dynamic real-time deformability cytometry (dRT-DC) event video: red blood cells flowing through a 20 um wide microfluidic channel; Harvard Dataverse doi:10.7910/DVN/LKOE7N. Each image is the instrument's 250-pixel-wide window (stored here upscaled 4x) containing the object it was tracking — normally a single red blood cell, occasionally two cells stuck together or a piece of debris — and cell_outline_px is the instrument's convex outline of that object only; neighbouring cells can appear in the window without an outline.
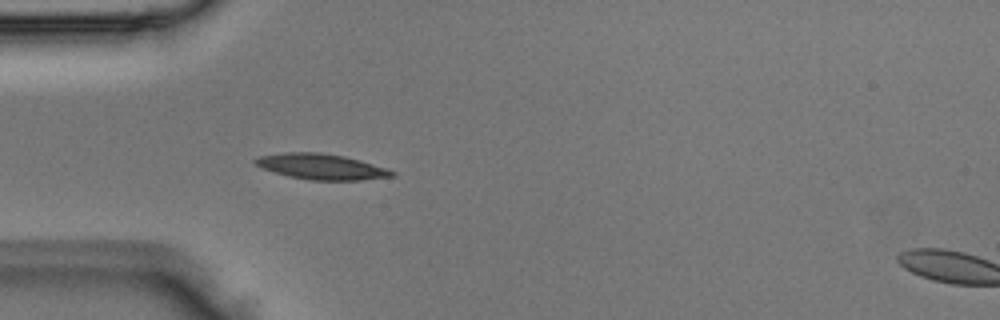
{"species": "Egyptian fruit bat (a non-hibernating species)", "species_latin": "Rousettus aegyptiacus", "temperature_condition": "room temperature", "stored_images_in_passage": 3, "segment_of_instrument_passage": [1, 2], "camera_frame_rate_fps": 3000, "um_per_image_px": 0.085, "animal": {"sex": "male"}, "frame": {"image": 1, "passage_image": 2, "time_ms": 0.333, "image_size_px": [1000, 320], "cell_outline_px": [[396, 176], [360, 180], [312, 180], [288, 176], [264, 168], [256, 164], [252, 160], [260, 156], [284, 152], [320, 152], [344, 156], [360, 160], [388, 168], [396, 172]], "centroid_in_image_um": [27.37, 14.16], "position_along_channel_um": 57.6, "area_um2": 20.35}}